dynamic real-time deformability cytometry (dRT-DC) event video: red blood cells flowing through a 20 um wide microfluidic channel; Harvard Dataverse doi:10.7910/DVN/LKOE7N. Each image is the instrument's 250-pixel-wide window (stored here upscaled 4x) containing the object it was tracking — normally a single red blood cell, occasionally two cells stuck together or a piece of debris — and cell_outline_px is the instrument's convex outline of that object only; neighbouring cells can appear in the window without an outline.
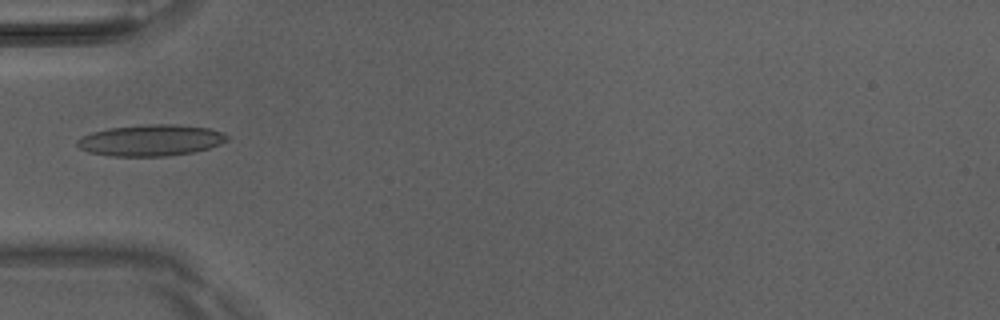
{"species": "Egyptian fruit bat (a non-hibernating species)", "species_latin": "Rousettus aegyptiacus", "temperature_condition": "room temperature", "stored_images_in_passage": 3, "camera_frame_rate_fps": 3000, "um_per_image_px": 0.085, "animal": {"sex": "male"}, "frame": {"image": 1, "passage_image": 3, "time_ms": 0.667, "image_size_px": [1000, 320], "cell_outline_px": [[228, 140], [220, 144], [208, 148], [192, 152], [164, 156], [112, 156], [88, 152], [80, 148], [76, 144], [76, 140], [80, 136], [92, 132], [108, 128], [140, 124], [180, 124], [208, 128], [224, 132], [228, 136]], "centroid_in_image_um": [12.8, 11.91], "position_along_channel_um": 72.2, "area_um2": 27.57}}